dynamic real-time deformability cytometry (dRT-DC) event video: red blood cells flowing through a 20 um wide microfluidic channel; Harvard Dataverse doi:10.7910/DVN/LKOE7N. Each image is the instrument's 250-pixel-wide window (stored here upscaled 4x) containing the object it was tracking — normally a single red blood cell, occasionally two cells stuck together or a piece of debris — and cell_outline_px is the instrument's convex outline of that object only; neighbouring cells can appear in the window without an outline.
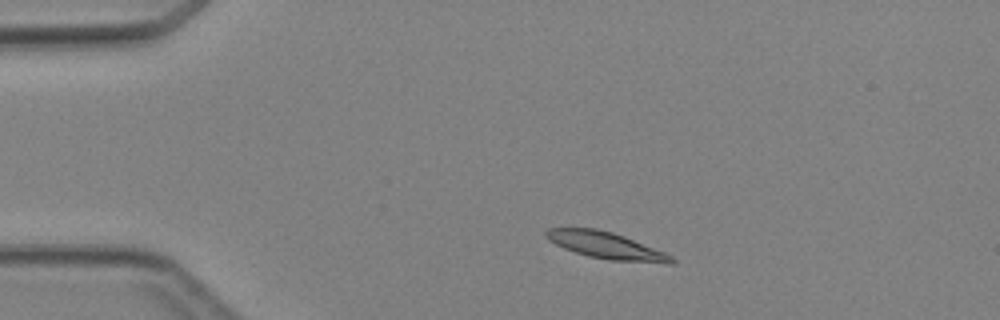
{"species": "Egyptian fruit bat (a non-hibernating species)", "species_latin": "Rousettus aegyptiacus", "temperature_condition": "cold", "stored_images_in_passage": 3, "camera_frame_rate_fps": 3000, "um_per_image_px": 0.085, "animal": {"sex": "female"}, "frame": {"image": 1, "passage_image": 2, "time_ms": 1.333, "image_size_px": [1000, 320], "cell_outline_px": [[676, 260], [672, 264], [668, 264], [608, 260], [588, 256], [564, 248], [548, 240], [544, 236], [544, 232], [548, 228], [596, 228], [612, 232], [624, 236], [664, 252], [672, 256]], "centroid_in_image_um": [51.52, 20.87], "position_along_channel_um": 33.5, "area_um2": 19.59}}